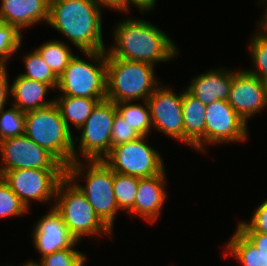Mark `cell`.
<instances>
[{
  "mask_svg": "<svg viewBox=\"0 0 267 266\" xmlns=\"http://www.w3.org/2000/svg\"><path fill=\"white\" fill-rule=\"evenodd\" d=\"M113 32L115 44L106 50L112 57L155 65L178 54L173 40L149 21L129 17L120 21Z\"/></svg>",
  "mask_w": 267,
  "mask_h": 266,
  "instance_id": "1",
  "label": "cell"
},
{
  "mask_svg": "<svg viewBox=\"0 0 267 266\" xmlns=\"http://www.w3.org/2000/svg\"><path fill=\"white\" fill-rule=\"evenodd\" d=\"M101 6L95 0H50V26L83 51L106 50Z\"/></svg>",
  "mask_w": 267,
  "mask_h": 266,
  "instance_id": "2",
  "label": "cell"
},
{
  "mask_svg": "<svg viewBox=\"0 0 267 266\" xmlns=\"http://www.w3.org/2000/svg\"><path fill=\"white\" fill-rule=\"evenodd\" d=\"M86 163L73 161L66 167V177L87 198L100 220L113 231L115 216L120 212L114 196V172L103 160H87ZM81 176L86 180L85 186L76 183Z\"/></svg>",
  "mask_w": 267,
  "mask_h": 266,
  "instance_id": "3",
  "label": "cell"
},
{
  "mask_svg": "<svg viewBox=\"0 0 267 266\" xmlns=\"http://www.w3.org/2000/svg\"><path fill=\"white\" fill-rule=\"evenodd\" d=\"M106 99L114 103L145 101L158 87L154 65L115 58L107 53Z\"/></svg>",
  "mask_w": 267,
  "mask_h": 266,
  "instance_id": "4",
  "label": "cell"
},
{
  "mask_svg": "<svg viewBox=\"0 0 267 266\" xmlns=\"http://www.w3.org/2000/svg\"><path fill=\"white\" fill-rule=\"evenodd\" d=\"M25 135L67 167L73 162V136L55 103L25 113Z\"/></svg>",
  "mask_w": 267,
  "mask_h": 266,
  "instance_id": "5",
  "label": "cell"
},
{
  "mask_svg": "<svg viewBox=\"0 0 267 266\" xmlns=\"http://www.w3.org/2000/svg\"><path fill=\"white\" fill-rule=\"evenodd\" d=\"M92 64L74 56L60 75L57 90L60 96L106 99V50L83 51ZM95 61V62H94Z\"/></svg>",
  "mask_w": 267,
  "mask_h": 266,
  "instance_id": "6",
  "label": "cell"
},
{
  "mask_svg": "<svg viewBox=\"0 0 267 266\" xmlns=\"http://www.w3.org/2000/svg\"><path fill=\"white\" fill-rule=\"evenodd\" d=\"M54 208L61 214L70 234L77 240L98 234L112 235L87 198L65 177L58 185Z\"/></svg>",
  "mask_w": 267,
  "mask_h": 266,
  "instance_id": "7",
  "label": "cell"
},
{
  "mask_svg": "<svg viewBox=\"0 0 267 266\" xmlns=\"http://www.w3.org/2000/svg\"><path fill=\"white\" fill-rule=\"evenodd\" d=\"M117 114L114 102L107 99L100 101L85 123L79 128L81 136L73 137V161L79 160L75 145L79 142V154L87 160H103L111 151V133Z\"/></svg>",
  "mask_w": 267,
  "mask_h": 266,
  "instance_id": "8",
  "label": "cell"
},
{
  "mask_svg": "<svg viewBox=\"0 0 267 266\" xmlns=\"http://www.w3.org/2000/svg\"><path fill=\"white\" fill-rule=\"evenodd\" d=\"M147 136H140L136 140L119 144L111 148L103 161L113 172L148 178L165 170L162 156L146 144Z\"/></svg>",
  "mask_w": 267,
  "mask_h": 266,
  "instance_id": "9",
  "label": "cell"
},
{
  "mask_svg": "<svg viewBox=\"0 0 267 266\" xmlns=\"http://www.w3.org/2000/svg\"><path fill=\"white\" fill-rule=\"evenodd\" d=\"M66 177V169H17L6 171L2 178L29 210L30 201L49 202L56 197L59 183Z\"/></svg>",
  "mask_w": 267,
  "mask_h": 266,
  "instance_id": "10",
  "label": "cell"
},
{
  "mask_svg": "<svg viewBox=\"0 0 267 266\" xmlns=\"http://www.w3.org/2000/svg\"><path fill=\"white\" fill-rule=\"evenodd\" d=\"M0 176L17 169H66L49 151L25 134L0 141Z\"/></svg>",
  "mask_w": 267,
  "mask_h": 266,
  "instance_id": "11",
  "label": "cell"
},
{
  "mask_svg": "<svg viewBox=\"0 0 267 266\" xmlns=\"http://www.w3.org/2000/svg\"><path fill=\"white\" fill-rule=\"evenodd\" d=\"M206 109L205 145L245 142L248 125L228 101L217 100Z\"/></svg>",
  "mask_w": 267,
  "mask_h": 266,
  "instance_id": "12",
  "label": "cell"
},
{
  "mask_svg": "<svg viewBox=\"0 0 267 266\" xmlns=\"http://www.w3.org/2000/svg\"><path fill=\"white\" fill-rule=\"evenodd\" d=\"M182 97L183 92L176 94L171 88L160 85L146 100L153 127L180 142H184Z\"/></svg>",
  "mask_w": 267,
  "mask_h": 266,
  "instance_id": "13",
  "label": "cell"
},
{
  "mask_svg": "<svg viewBox=\"0 0 267 266\" xmlns=\"http://www.w3.org/2000/svg\"><path fill=\"white\" fill-rule=\"evenodd\" d=\"M228 102L248 123L267 106L265 82L246 70L237 71L233 76Z\"/></svg>",
  "mask_w": 267,
  "mask_h": 266,
  "instance_id": "14",
  "label": "cell"
},
{
  "mask_svg": "<svg viewBox=\"0 0 267 266\" xmlns=\"http://www.w3.org/2000/svg\"><path fill=\"white\" fill-rule=\"evenodd\" d=\"M34 226L33 244L42 254L41 257L70 248L77 241L54 206Z\"/></svg>",
  "mask_w": 267,
  "mask_h": 266,
  "instance_id": "15",
  "label": "cell"
},
{
  "mask_svg": "<svg viewBox=\"0 0 267 266\" xmlns=\"http://www.w3.org/2000/svg\"><path fill=\"white\" fill-rule=\"evenodd\" d=\"M50 0H2L0 19L20 32L39 22L48 23Z\"/></svg>",
  "mask_w": 267,
  "mask_h": 266,
  "instance_id": "16",
  "label": "cell"
},
{
  "mask_svg": "<svg viewBox=\"0 0 267 266\" xmlns=\"http://www.w3.org/2000/svg\"><path fill=\"white\" fill-rule=\"evenodd\" d=\"M165 170L155 176L140 178L138 191L133 206V215H138L148 222H156L166 200Z\"/></svg>",
  "mask_w": 267,
  "mask_h": 266,
  "instance_id": "17",
  "label": "cell"
},
{
  "mask_svg": "<svg viewBox=\"0 0 267 266\" xmlns=\"http://www.w3.org/2000/svg\"><path fill=\"white\" fill-rule=\"evenodd\" d=\"M236 72L222 67L211 69L195 76L186 90L206 106L217 100L228 101L231 83Z\"/></svg>",
  "mask_w": 267,
  "mask_h": 266,
  "instance_id": "18",
  "label": "cell"
},
{
  "mask_svg": "<svg viewBox=\"0 0 267 266\" xmlns=\"http://www.w3.org/2000/svg\"><path fill=\"white\" fill-rule=\"evenodd\" d=\"M206 105L183 90L182 112L184 123V143L195 150L206 152L205 148V111Z\"/></svg>",
  "mask_w": 267,
  "mask_h": 266,
  "instance_id": "19",
  "label": "cell"
},
{
  "mask_svg": "<svg viewBox=\"0 0 267 266\" xmlns=\"http://www.w3.org/2000/svg\"><path fill=\"white\" fill-rule=\"evenodd\" d=\"M51 89L49 84L19 74L10 86V96L14 99L12 105L25 113L50 106L55 102L54 99L46 100V94Z\"/></svg>",
  "mask_w": 267,
  "mask_h": 266,
  "instance_id": "20",
  "label": "cell"
},
{
  "mask_svg": "<svg viewBox=\"0 0 267 266\" xmlns=\"http://www.w3.org/2000/svg\"><path fill=\"white\" fill-rule=\"evenodd\" d=\"M54 101L67 128L71 131L70 124L72 123L76 129H79L90 116L95 106L102 100L59 96L58 98L56 97Z\"/></svg>",
  "mask_w": 267,
  "mask_h": 266,
  "instance_id": "21",
  "label": "cell"
},
{
  "mask_svg": "<svg viewBox=\"0 0 267 266\" xmlns=\"http://www.w3.org/2000/svg\"><path fill=\"white\" fill-rule=\"evenodd\" d=\"M235 233L226 243V252L242 266H267V256L257 249V247L236 227Z\"/></svg>",
  "mask_w": 267,
  "mask_h": 266,
  "instance_id": "22",
  "label": "cell"
},
{
  "mask_svg": "<svg viewBox=\"0 0 267 266\" xmlns=\"http://www.w3.org/2000/svg\"><path fill=\"white\" fill-rule=\"evenodd\" d=\"M143 105L134 104L133 101H123L115 103L117 113L127 122L132 129L137 131L141 136L149 135L152 125L150 108L147 101ZM133 103V104H131Z\"/></svg>",
  "mask_w": 267,
  "mask_h": 266,
  "instance_id": "23",
  "label": "cell"
},
{
  "mask_svg": "<svg viewBox=\"0 0 267 266\" xmlns=\"http://www.w3.org/2000/svg\"><path fill=\"white\" fill-rule=\"evenodd\" d=\"M50 69L58 76L75 56L69 46L60 40L48 41L36 49Z\"/></svg>",
  "mask_w": 267,
  "mask_h": 266,
  "instance_id": "24",
  "label": "cell"
},
{
  "mask_svg": "<svg viewBox=\"0 0 267 266\" xmlns=\"http://www.w3.org/2000/svg\"><path fill=\"white\" fill-rule=\"evenodd\" d=\"M139 177L114 172V196L119 210L133 215V206L138 191Z\"/></svg>",
  "mask_w": 267,
  "mask_h": 266,
  "instance_id": "25",
  "label": "cell"
},
{
  "mask_svg": "<svg viewBox=\"0 0 267 266\" xmlns=\"http://www.w3.org/2000/svg\"><path fill=\"white\" fill-rule=\"evenodd\" d=\"M24 65L27 71L20 75L49 84L52 88L57 89L59 77L50 69L36 49L25 55Z\"/></svg>",
  "mask_w": 267,
  "mask_h": 266,
  "instance_id": "26",
  "label": "cell"
},
{
  "mask_svg": "<svg viewBox=\"0 0 267 266\" xmlns=\"http://www.w3.org/2000/svg\"><path fill=\"white\" fill-rule=\"evenodd\" d=\"M25 134V112L12 105L0 111V141Z\"/></svg>",
  "mask_w": 267,
  "mask_h": 266,
  "instance_id": "27",
  "label": "cell"
},
{
  "mask_svg": "<svg viewBox=\"0 0 267 266\" xmlns=\"http://www.w3.org/2000/svg\"><path fill=\"white\" fill-rule=\"evenodd\" d=\"M22 33L0 19V66H6L12 55L21 47Z\"/></svg>",
  "mask_w": 267,
  "mask_h": 266,
  "instance_id": "28",
  "label": "cell"
},
{
  "mask_svg": "<svg viewBox=\"0 0 267 266\" xmlns=\"http://www.w3.org/2000/svg\"><path fill=\"white\" fill-rule=\"evenodd\" d=\"M28 209L0 176V219L25 215Z\"/></svg>",
  "mask_w": 267,
  "mask_h": 266,
  "instance_id": "29",
  "label": "cell"
},
{
  "mask_svg": "<svg viewBox=\"0 0 267 266\" xmlns=\"http://www.w3.org/2000/svg\"><path fill=\"white\" fill-rule=\"evenodd\" d=\"M249 48L254 69H246V71L264 81L267 79V38L257 33L254 34Z\"/></svg>",
  "mask_w": 267,
  "mask_h": 266,
  "instance_id": "30",
  "label": "cell"
},
{
  "mask_svg": "<svg viewBox=\"0 0 267 266\" xmlns=\"http://www.w3.org/2000/svg\"><path fill=\"white\" fill-rule=\"evenodd\" d=\"M77 243L78 241L70 248L41 257L40 263L42 266H83L87 261L86 255L73 249Z\"/></svg>",
  "mask_w": 267,
  "mask_h": 266,
  "instance_id": "31",
  "label": "cell"
},
{
  "mask_svg": "<svg viewBox=\"0 0 267 266\" xmlns=\"http://www.w3.org/2000/svg\"><path fill=\"white\" fill-rule=\"evenodd\" d=\"M140 136L141 135L132 129L118 113L115 115L111 133V148L122 143L136 140Z\"/></svg>",
  "mask_w": 267,
  "mask_h": 266,
  "instance_id": "32",
  "label": "cell"
},
{
  "mask_svg": "<svg viewBox=\"0 0 267 266\" xmlns=\"http://www.w3.org/2000/svg\"><path fill=\"white\" fill-rule=\"evenodd\" d=\"M241 232H261L267 234V199L258 206L249 222H239Z\"/></svg>",
  "mask_w": 267,
  "mask_h": 266,
  "instance_id": "33",
  "label": "cell"
},
{
  "mask_svg": "<svg viewBox=\"0 0 267 266\" xmlns=\"http://www.w3.org/2000/svg\"><path fill=\"white\" fill-rule=\"evenodd\" d=\"M6 66H0V111L7 105V100L10 97V86L7 79Z\"/></svg>",
  "mask_w": 267,
  "mask_h": 266,
  "instance_id": "34",
  "label": "cell"
},
{
  "mask_svg": "<svg viewBox=\"0 0 267 266\" xmlns=\"http://www.w3.org/2000/svg\"><path fill=\"white\" fill-rule=\"evenodd\" d=\"M259 251L267 256V234L261 232H242Z\"/></svg>",
  "mask_w": 267,
  "mask_h": 266,
  "instance_id": "35",
  "label": "cell"
},
{
  "mask_svg": "<svg viewBox=\"0 0 267 266\" xmlns=\"http://www.w3.org/2000/svg\"><path fill=\"white\" fill-rule=\"evenodd\" d=\"M130 5L137 7L141 10V13L149 12L156 5V0H123V12L127 13L130 9Z\"/></svg>",
  "mask_w": 267,
  "mask_h": 266,
  "instance_id": "36",
  "label": "cell"
},
{
  "mask_svg": "<svg viewBox=\"0 0 267 266\" xmlns=\"http://www.w3.org/2000/svg\"><path fill=\"white\" fill-rule=\"evenodd\" d=\"M101 7H108L123 12V0H95Z\"/></svg>",
  "mask_w": 267,
  "mask_h": 266,
  "instance_id": "37",
  "label": "cell"
},
{
  "mask_svg": "<svg viewBox=\"0 0 267 266\" xmlns=\"http://www.w3.org/2000/svg\"><path fill=\"white\" fill-rule=\"evenodd\" d=\"M264 1L267 3V0H263L262 3ZM265 10V15L263 16V18L260 19L261 22L259 21V23L257 24H259L258 34L267 38V9Z\"/></svg>",
  "mask_w": 267,
  "mask_h": 266,
  "instance_id": "38",
  "label": "cell"
},
{
  "mask_svg": "<svg viewBox=\"0 0 267 266\" xmlns=\"http://www.w3.org/2000/svg\"><path fill=\"white\" fill-rule=\"evenodd\" d=\"M23 266H42V264L40 262L37 263V261L29 260Z\"/></svg>",
  "mask_w": 267,
  "mask_h": 266,
  "instance_id": "39",
  "label": "cell"
},
{
  "mask_svg": "<svg viewBox=\"0 0 267 266\" xmlns=\"http://www.w3.org/2000/svg\"><path fill=\"white\" fill-rule=\"evenodd\" d=\"M265 82V87H266V96H267V79L264 80Z\"/></svg>",
  "mask_w": 267,
  "mask_h": 266,
  "instance_id": "40",
  "label": "cell"
}]
</instances>
